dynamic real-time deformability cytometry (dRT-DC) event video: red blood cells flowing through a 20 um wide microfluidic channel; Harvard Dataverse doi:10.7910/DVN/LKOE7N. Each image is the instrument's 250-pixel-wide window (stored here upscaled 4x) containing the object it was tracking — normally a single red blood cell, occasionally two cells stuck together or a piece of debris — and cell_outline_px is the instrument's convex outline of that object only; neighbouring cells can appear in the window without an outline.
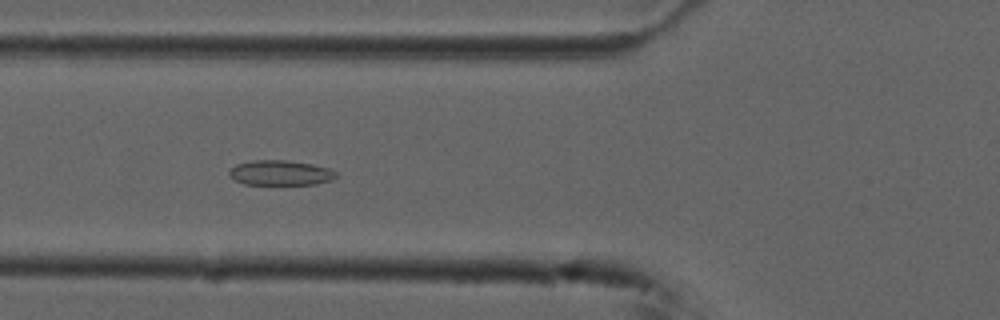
{"species": "common noctule bat (a hibernating species)", "species_latin": "Nyctalus noctula", "temperature_condition": "cold", "stored_images_in_passage": 56, "camera_frame_rate_fps": 3000, "um_per_image_px": 0.085, "animal": {"sex": "male", "forearm_length_mm": 52.5}, "frame": {"image": 1, "passage_image": 21, "time_ms": 6.667, "image_size_px": [1000, 320], "cell_outline_px": [[336, 176], [332, 180], [316, 184], [244, 184], [236, 180], [228, 172], [236, 164], [252, 160], [288, 160], [312, 164], [328, 168], [336, 172]], "centroid_in_image_um": [23.85, 14.68], "position_along_channel_um": 101.9, "area_um2": 15.43}}
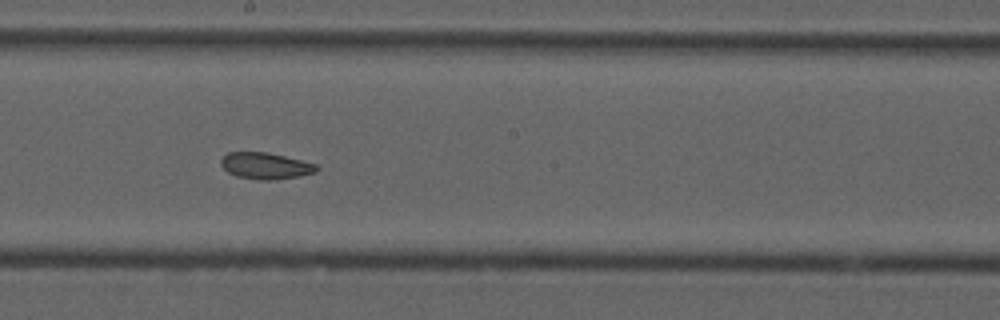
{"frame": {"image": 2, "passage_image": 31, "time_ms": 10.0, "image_size_px": [1000, 320], "cell_outline_px": [[320, 168], [316, 172], [300, 176], [276, 180], [260, 180], [236, 176], [228, 172], [220, 164], [220, 160], [228, 152], [268, 152], [316, 164]], "centroid_in_image_um": [22.58, 14.1], "position_along_channel_um": 225.6, "area_um2": 14.8}}
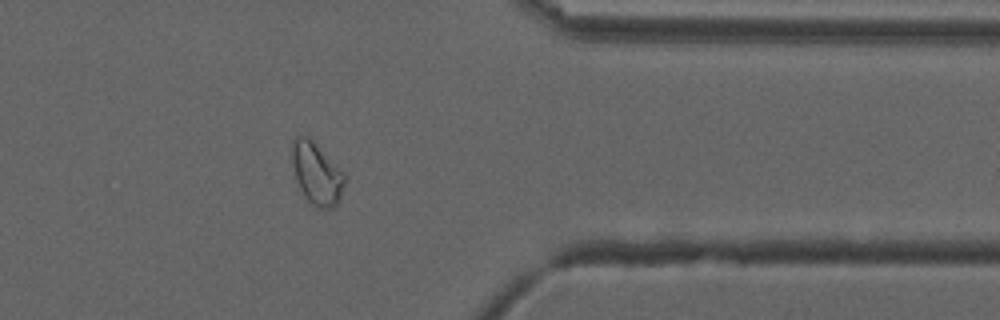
{"frame": {"image": 3, "passage_image": 45, "time_ms": 14.667, "image_size_px": [1000, 320], "cell_outline_px": [[344, 184], [340, 200], [332, 208], [316, 208], [308, 200], [300, 188], [296, 180], [292, 164], [292, 140], [296, 136], [308, 136], [344, 172]], "centroid_in_image_um": [26.91, 14.75], "position_along_channel_um": 384.5, "area_um2": 18.84}, "authors_computed_cell_mechanics": {"area_um2": 17.7735, "velocity_mm_per_s": 3.7055, "shape_relaxation_time_tau1_ms": null, "shape_relaxation_time_tau2_ms": 2.3723, "deformation_change_tau1": null, "deformation_change_tau2": 0.0764}}